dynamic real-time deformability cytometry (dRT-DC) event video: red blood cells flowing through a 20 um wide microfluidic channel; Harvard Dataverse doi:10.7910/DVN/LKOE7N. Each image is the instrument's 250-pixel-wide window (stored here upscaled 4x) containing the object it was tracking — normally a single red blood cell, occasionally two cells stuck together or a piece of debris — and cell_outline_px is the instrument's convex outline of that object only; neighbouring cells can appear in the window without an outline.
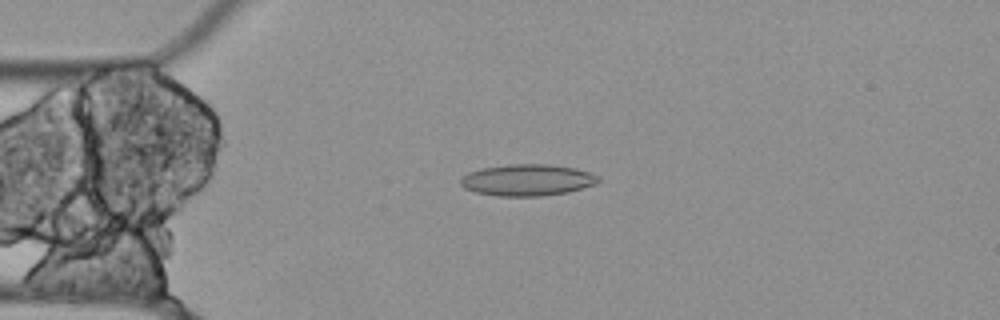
{"species": "Egyptian fruit bat (a non-hibernating species)", "species_latin": "Rousettus aegyptiacus", "temperature_condition": "cold", "stored_images_in_passage": 12, "segment_of_instrument_passage": [1, 2], "camera_frame_rate_fps": 3000, "um_per_image_px": 0.085, "animal": {"sex": "female"}, "frame": {"image": 1, "passage_image": 5, "time_ms": 1.333, "image_size_px": [1000, 320], "cell_outline_px": [[600, 180], [596, 184], [568, 192], [540, 196], [496, 196], [476, 192], [464, 188], [460, 184], [460, 180], [468, 172], [480, 168], [508, 164], [548, 164], [576, 168], [600, 176]], "centroid_in_image_um": [44.82, 15.3], "position_along_channel_um": 40.2, "area_um2": 25.43}}
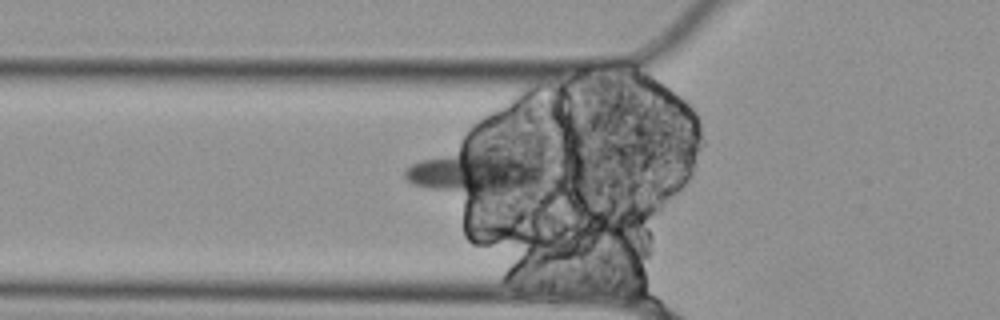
{"frame": {"image": 2, "passage_image": 10, "time_ms": 3.0, "image_size_px": [1000, 320], "cell_outline_px": [[552, 172], [536, 192], [532, 196], [464, 192], [428, 188], [416, 184], [408, 180], [404, 176], [404, 172], [412, 164], [420, 160], [464, 140], [492, 144], [552, 168]], "centroid_in_image_um": [40.72, 14.5], "position_along_channel_um": 85.1, "area_um2": 40.06}}